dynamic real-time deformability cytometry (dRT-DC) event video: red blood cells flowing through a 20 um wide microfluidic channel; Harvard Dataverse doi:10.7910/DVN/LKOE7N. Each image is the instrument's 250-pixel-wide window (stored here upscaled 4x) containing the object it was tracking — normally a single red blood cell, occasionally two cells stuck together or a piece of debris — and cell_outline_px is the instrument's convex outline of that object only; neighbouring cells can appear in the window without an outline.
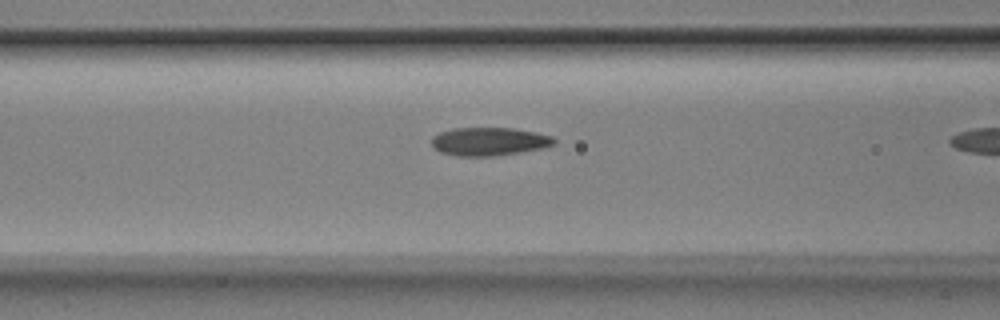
{"species": "Egyptian fruit bat (a non-hibernating species)", "species_latin": "Rousettus aegyptiacus", "temperature_condition": "room temperature", "stored_images_in_passage": 6, "camera_frame_rate_fps": 3000, "um_per_image_px": 0.085, "animal": {"sex": "male"}, "frame": {"image": 1, "passage_image": 5, "time_ms": 1.333, "image_size_px": [1000, 320], "cell_outline_px": [[556, 144], [540, 148], [520, 152], [492, 156], [456, 156], [440, 152], [432, 144], [432, 136], [440, 132], [452, 128], [512, 128], [536, 132], [552, 136], [556, 140]], "centroid_in_image_um": [41.57, 12.02], "position_along_channel_um": 125.0, "area_um2": 20.11}}